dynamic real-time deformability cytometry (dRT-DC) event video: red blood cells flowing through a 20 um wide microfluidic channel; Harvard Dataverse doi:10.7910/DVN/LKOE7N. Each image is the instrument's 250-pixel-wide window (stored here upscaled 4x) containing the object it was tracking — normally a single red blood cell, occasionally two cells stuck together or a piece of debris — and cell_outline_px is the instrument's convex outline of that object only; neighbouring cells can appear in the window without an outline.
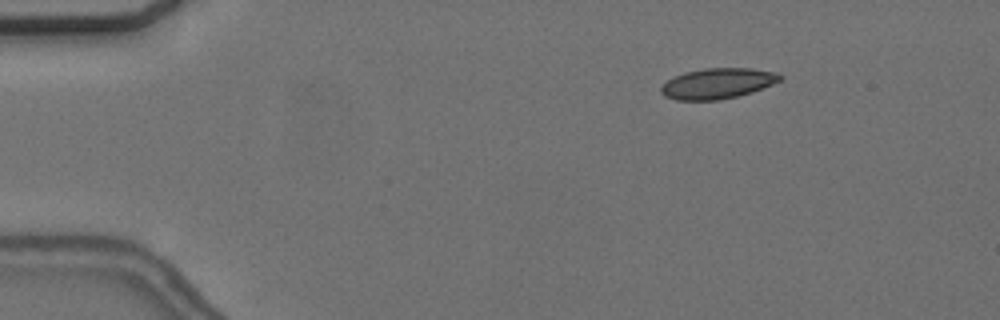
{"species": "common noctule bat (a hibernating species)", "species_latin": "Nyctalus noctula", "temperature_condition": "cold", "stored_images_in_passage": 57, "camera_frame_rate_fps": 3000, "um_per_image_px": 0.085, "animal": {"sex": "female", "body_mass_g": 24.6, "forearm_length_mm": 56.2}, "frame": {"image": 1, "passage_image": 9, "time_ms": 2.667, "image_size_px": [1000, 320], "cell_outline_px": [[784, 76], [780, 80], [772, 84], [752, 92], [720, 100], [676, 100], [664, 96], [660, 92], [660, 88], [668, 80], [684, 72], [704, 68], [752, 68], [780, 72]], "centroid_in_image_um": [61.02, 7.08], "position_along_channel_um": 24.0, "area_um2": 21.27}}
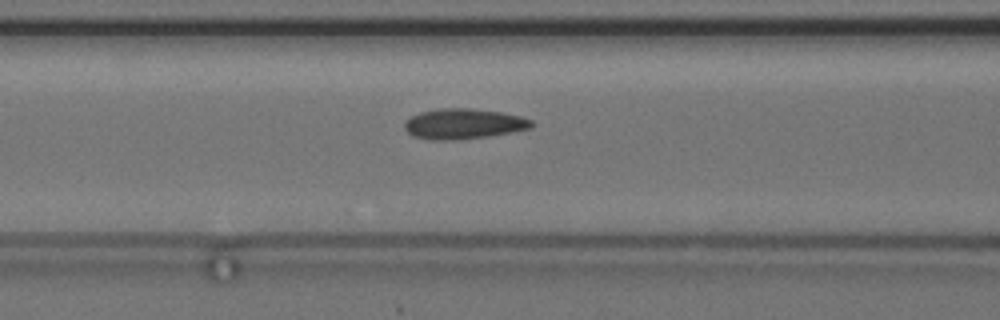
{"frame": {"image": 2, "passage_image": 24, "time_ms": 7.667, "image_size_px": [1000, 320], "cell_outline_px": [[532, 124], [528, 128], [512, 132], [488, 136], [452, 140], [428, 140], [412, 136], [404, 128], [404, 120], [420, 112], [440, 108], [468, 108], [500, 112], [520, 116], [532, 120]], "centroid_in_image_um": [39.33, 10.53], "position_along_channel_um": 127.3, "area_um2": 22.37}}
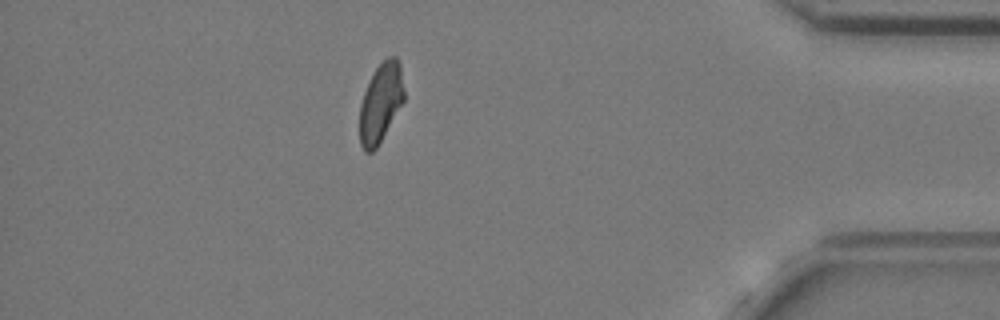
{"frame": {"image": 3, "passage_image": 50, "time_ms": 16.333, "image_size_px": [1000, 320], "cell_outline_px": [[404, 100], [376, 148], [372, 152], [364, 152], [360, 144], [360, 104], [364, 92], [380, 60], [388, 56], [396, 56], [400, 64], [404, 92]], "centroid_in_image_um": [32.35, 8.7], "position_along_channel_um": 402.8, "area_um2": 20.29}, "authors_computed_cell_mechanics": {"area_um2": 21.2704, "velocity_mm_per_s": 3.6709, "shape_relaxation_time_tau1_ms": 5.1998, "shape_relaxation_time_tau2_ms": 4.546, "deformation_change_tau1": 0.1053, "deformation_change_tau2": 0.0982}}